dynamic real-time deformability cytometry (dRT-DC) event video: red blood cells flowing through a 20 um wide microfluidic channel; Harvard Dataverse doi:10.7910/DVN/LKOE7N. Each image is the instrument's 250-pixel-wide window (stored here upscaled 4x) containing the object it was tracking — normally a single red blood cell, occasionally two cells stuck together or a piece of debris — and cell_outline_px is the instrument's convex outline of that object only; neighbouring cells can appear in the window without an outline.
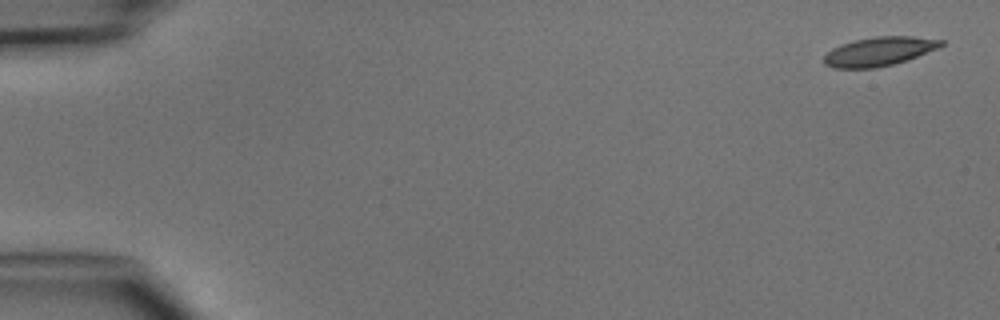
{"species": "common noctule bat (a hibernating species)", "species_latin": "Nyctalus noctula", "temperature_condition": "cold", "stored_images_in_passage": 5, "camera_frame_rate_fps": 3000, "um_per_image_px": 0.085, "animal": {"sex": "male", "body_mass_g": 15.6}, "frame": {"image": 1, "passage_image": 1, "time_ms": 0.0, "image_size_px": [1000, 320], "cell_outline_px": [[944, 44], [940, 48], [908, 60], [876, 68], [836, 68], [824, 64], [824, 56], [832, 48], [840, 44], [856, 40], [876, 36], [912, 36], [944, 40]], "centroid_in_image_um": [74.76, 4.37], "position_along_channel_um": 10.2, "area_um2": 19.83}}
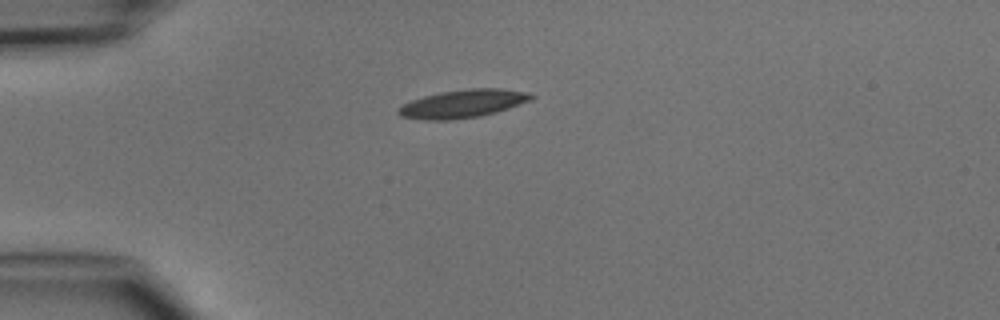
{"frame": {"image": 2, "passage_image": 4, "time_ms": 3.667, "image_size_px": [1000, 320], "cell_outline_px": [[536, 96], [532, 100], [496, 112], [480, 116], [452, 120], [424, 120], [400, 116], [396, 112], [404, 104], [412, 100], [424, 96], [440, 92], [468, 88], [500, 88], [528, 92]], "centroid_in_image_um": [39.37, 8.81], "position_along_channel_um": 45.6, "area_um2": 21.79}}